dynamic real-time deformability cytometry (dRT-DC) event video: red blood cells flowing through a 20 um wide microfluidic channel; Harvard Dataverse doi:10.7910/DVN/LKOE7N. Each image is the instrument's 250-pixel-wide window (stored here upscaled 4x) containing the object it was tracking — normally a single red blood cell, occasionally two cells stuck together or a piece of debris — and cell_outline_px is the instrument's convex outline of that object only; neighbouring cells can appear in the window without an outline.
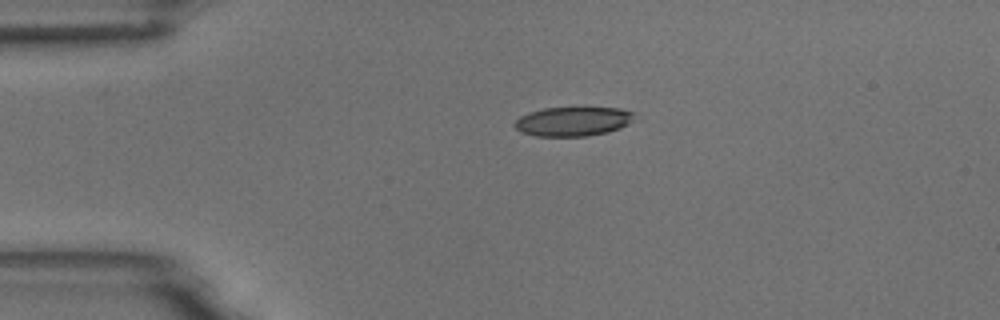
{"species": "common noctule bat (a hibernating species)", "species_latin": "Nyctalus noctula", "temperature_condition": "room temperature", "stored_images_in_passage": 5, "camera_frame_rate_fps": 3000, "um_per_image_px": 0.085, "animal": {"sex": "male", "body_mass_g": 18.8}, "frame": {"image": 1, "passage_image": 5, "time_ms": 4.667, "image_size_px": [1000, 320], "cell_outline_px": [[636, 112], [628, 124], [620, 128], [608, 132], [588, 136], [536, 136], [520, 132], [512, 124], [520, 116], [528, 112], [544, 108], [620, 108]], "centroid_in_image_um": [48.68, 10.32], "position_along_channel_um": 36.3, "area_um2": 20.46}}